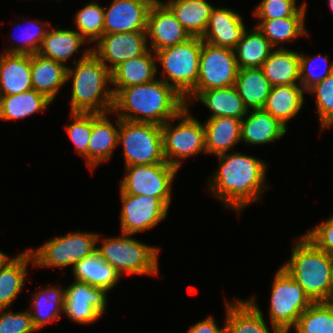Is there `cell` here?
Wrapping results in <instances>:
<instances>
[{
    "label": "cell",
    "instance_id": "836d02e7",
    "mask_svg": "<svg viewBox=\"0 0 333 333\" xmlns=\"http://www.w3.org/2000/svg\"><path fill=\"white\" fill-rule=\"evenodd\" d=\"M239 96L248 110L263 109L272 85L260 68L238 70L234 84Z\"/></svg>",
    "mask_w": 333,
    "mask_h": 333
},
{
    "label": "cell",
    "instance_id": "5b68a950",
    "mask_svg": "<svg viewBox=\"0 0 333 333\" xmlns=\"http://www.w3.org/2000/svg\"><path fill=\"white\" fill-rule=\"evenodd\" d=\"M131 234L101 238L97 235L96 242L101 240V246L96 252L121 276L125 274L158 275L159 247L150 246L135 240Z\"/></svg>",
    "mask_w": 333,
    "mask_h": 333
},
{
    "label": "cell",
    "instance_id": "bcb514c9",
    "mask_svg": "<svg viewBox=\"0 0 333 333\" xmlns=\"http://www.w3.org/2000/svg\"><path fill=\"white\" fill-rule=\"evenodd\" d=\"M303 235L317 248L333 255V215Z\"/></svg>",
    "mask_w": 333,
    "mask_h": 333
},
{
    "label": "cell",
    "instance_id": "30bf717a",
    "mask_svg": "<svg viewBox=\"0 0 333 333\" xmlns=\"http://www.w3.org/2000/svg\"><path fill=\"white\" fill-rule=\"evenodd\" d=\"M238 70L233 49L203 42L196 87L184 98L187 107L194 102L193 98L201 91L234 86Z\"/></svg>",
    "mask_w": 333,
    "mask_h": 333
},
{
    "label": "cell",
    "instance_id": "f6af8a7d",
    "mask_svg": "<svg viewBox=\"0 0 333 333\" xmlns=\"http://www.w3.org/2000/svg\"><path fill=\"white\" fill-rule=\"evenodd\" d=\"M36 330L30 310L14 313L0 309V333H33Z\"/></svg>",
    "mask_w": 333,
    "mask_h": 333
},
{
    "label": "cell",
    "instance_id": "484cf974",
    "mask_svg": "<svg viewBox=\"0 0 333 333\" xmlns=\"http://www.w3.org/2000/svg\"><path fill=\"white\" fill-rule=\"evenodd\" d=\"M260 69L272 87L300 85V64L297 51L287 48H275Z\"/></svg>",
    "mask_w": 333,
    "mask_h": 333
},
{
    "label": "cell",
    "instance_id": "7bdbcfd3",
    "mask_svg": "<svg viewBox=\"0 0 333 333\" xmlns=\"http://www.w3.org/2000/svg\"><path fill=\"white\" fill-rule=\"evenodd\" d=\"M307 93L316 95L321 131L333 127V72L311 87Z\"/></svg>",
    "mask_w": 333,
    "mask_h": 333
},
{
    "label": "cell",
    "instance_id": "ac0fdd59",
    "mask_svg": "<svg viewBox=\"0 0 333 333\" xmlns=\"http://www.w3.org/2000/svg\"><path fill=\"white\" fill-rule=\"evenodd\" d=\"M242 19V15L230 8L214 6L201 39L217 47L234 49L247 29Z\"/></svg>",
    "mask_w": 333,
    "mask_h": 333
},
{
    "label": "cell",
    "instance_id": "4316f807",
    "mask_svg": "<svg viewBox=\"0 0 333 333\" xmlns=\"http://www.w3.org/2000/svg\"><path fill=\"white\" fill-rule=\"evenodd\" d=\"M305 90L300 85H281L271 88L263 110L284 126L296 116L304 105Z\"/></svg>",
    "mask_w": 333,
    "mask_h": 333
},
{
    "label": "cell",
    "instance_id": "4dcf8cb0",
    "mask_svg": "<svg viewBox=\"0 0 333 333\" xmlns=\"http://www.w3.org/2000/svg\"><path fill=\"white\" fill-rule=\"evenodd\" d=\"M50 27L37 54L66 64L64 62L72 58L74 53L78 54L81 46L87 41L76 30Z\"/></svg>",
    "mask_w": 333,
    "mask_h": 333
},
{
    "label": "cell",
    "instance_id": "681fc988",
    "mask_svg": "<svg viewBox=\"0 0 333 333\" xmlns=\"http://www.w3.org/2000/svg\"><path fill=\"white\" fill-rule=\"evenodd\" d=\"M329 1V6L331 8V10L333 11V0H328Z\"/></svg>",
    "mask_w": 333,
    "mask_h": 333
},
{
    "label": "cell",
    "instance_id": "c3c4849f",
    "mask_svg": "<svg viewBox=\"0 0 333 333\" xmlns=\"http://www.w3.org/2000/svg\"><path fill=\"white\" fill-rule=\"evenodd\" d=\"M13 258H9L5 253L0 250V269H2L6 264H8Z\"/></svg>",
    "mask_w": 333,
    "mask_h": 333
},
{
    "label": "cell",
    "instance_id": "9c48e42d",
    "mask_svg": "<svg viewBox=\"0 0 333 333\" xmlns=\"http://www.w3.org/2000/svg\"><path fill=\"white\" fill-rule=\"evenodd\" d=\"M120 144L123 146L125 167L166 162L161 125L120 119Z\"/></svg>",
    "mask_w": 333,
    "mask_h": 333
},
{
    "label": "cell",
    "instance_id": "2e32d148",
    "mask_svg": "<svg viewBox=\"0 0 333 333\" xmlns=\"http://www.w3.org/2000/svg\"><path fill=\"white\" fill-rule=\"evenodd\" d=\"M147 42L153 52L186 42L191 36L162 3L151 5L147 16ZM149 37V38H148Z\"/></svg>",
    "mask_w": 333,
    "mask_h": 333
},
{
    "label": "cell",
    "instance_id": "ee69618b",
    "mask_svg": "<svg viewBox=\"0 0 333 333\" xmlns=\"http://www.w3.org/2000/svg\"><path fill=\"white\" fill-rule=\"evenodd\" d=\"M32 21V28L31 25L29 28H27V30L23 31L21 35H23L22 38H20L21 40H19L20 44H15V46L13 45L11 47V49L8 50H4V53H9V54H26V55H32L38 52L41 43L43 41V39L45 38L47 31L49 30V28H47L48 26H51V24H47L45 21L41 24L40 22H38V19H34L30 20V22ZM18 25V27L20 26V24H16ZM12 39L16 40L14 37H12Z\"/></svg>",
    "mask_w": 333,
    "mask_h": 333
},
{
    "label": "cell",
    "instance_id": "83f0119b",
    "mask_svg": "<svg viewBox=\"0 0 333 333\" xmlns=\"http://www.w3.org/2000/svg\"><path fill=\"white\" fill-rule=\"evenodd\" d=\"M191 37H202L213 5L207 0H168L164 3Z\"/></svg>",
    "mask_w": 333,
    "mask_h": 333
},
{
    "label": "cell",
    "instance_id": "d6a6232c",
    "mask_svg": "<svg viewBox=\"0 0 333 333\" xmlns=\"http://www.w3.org/2000/svg\"><path fill=\"white\" fill-rule=\"evenodd\" d=\"M33 295L30 314L34 327L39 331L46 324L56 322L64 310L65 289L55 286H46L38 290Z\"/></svg>",
    "mask_w": 333,
    "mask_h": 333
},
{
    "label": "cell",
    "instance_id": "7c38bea8",
    "mask_svg": "<svg viewBox=\"0 0 333 333\" xmlns=\"http://www.w3.org/2000/svg\"><path fill=\"white\" fill-rule=\"evenodd\" d=\"M120 192L159 198L168 208L172 200V181L179 171L167 162L125 167Z\"/></svg>",
    "mask_w": 333,
    "mask_h": 333
},
{
    "label": "cell",
    "instance_id": "4fadbf2b",
    "mask_svg": "<svg viewBox=\"0 0 333 333\" xmlns=\"http://www.w3.org/2000/svg\"><path fill=\"white\" fill-rule=\"evenodd\" d=\"M122 209L120 225L121 234L134 235L154 228L163 221L169 208L157 197L132 195L120 192Z\"/></svg>",
    "mask_w": 333,
    "mask_h": 333
},
{
    "label": "cell",
    "instance_id": "f907efd6",
    "mask_svg": "<svg viewBox=\"0 0 333 333\" xmlns=\"http://www.w3.org/2000/svg\"><path fill=\"white\" fill-rule=\"evenodd\" d=\"M153 3H155V2H158V3H162V1H160V0H151Z\"/></svg>",
    "mask_w": 333,
    "mask_h": 333
},
{
    "label": "cell",
    "instance_id": "e575fe53",
    "mask_svg": "<svg viewBox=\"0 0 333 333\" xmlns=\"http://www.w3.org/2000/svg\"><path fill=\"white\" fill-rule=\"evenodd\" d=\"M52 104L44 94L30 89L17 95L0 96V120L13 121L41 112Z\"/></svg>",
    "mask_w": 333,
    "mask_h": 333
},
{
    "label": "cell",
    "instance_id": "3957f363",
    "mask_svg": "<svg viewBox=\"0 0 333 333\" xmlns=\"http://www.w3.org/2000/svg\"><path fill=\"white\" fill-rule=\"evenodd\" d=\"M74 69L67 66L66 81L72 79L70 112H112L114 93L111 71L91 52L85 49L79 60H72Z\"/></svg>",
    "mask_w": 333,
    "mask_h": 333
},
{
    "label": "cell",
    "instance_id": "7dc6e473",
    "mask_svg": "<svg viewBox=\"0 0 333 333\" xmlns=\"http://www.w3.org/2000/svg\"><path fill=\"white\" fill-rule=\"evenodd\" d=\"M188 333H225V323L222 328L218 327L214 317L208 316L202 321L189 327Z\"/></svg>",
    "mask_w": 333,
    "mask_h": 333
},
{
    "label": "cell",
    "instance_id": "52a82bcc",
    "mask_svg": "<svg viewBox=\"0 0 333 333\" xmlns=\"http://www.w3.org/2000/svg\"><path fill=\"white\" fill-rule=\"evenodd\" d=\"M274 276L269 305L272 330L274 333H289L313 301L282 267Z\"/></svg>",
    "mask_w": 333,
    "mask_h": 333
},
{
    "label": "cell",
    "instance_id": "603a6c76",
    "mask_svg": "<svg viewBox=\"0 0 333 333\" xmlns=\"http://www.w3.org/2000/svg\"><path fill=\"white\" fill-rule=\"evenodd\" d=\"M287 132V127L263 109L248 110L241 121V142L246 145L268 144Z\"/></svg>",
    "mask_w": 333,
    "mask_h": 333
},
{
    "label": "cell",
    "instance_id": "f546056e",
    "mask_svg": "<svg viewBox=\"0 0 333 333\" xmlns=\"http://www.w3.org/2000/svg\"><path fill=\"white\" fill-rule=\"evenodd\" d=\"M210 109L208 117H234L243 119L248 112L234 86L215 88L199 92L194 98Z\"/></svg>",
    "mask_w": 333,
    "mask_h": 333
},
{
    "label": "cell",
    "instance_id": "cb8c5ba5",
    "mask_svg": "<svg viewBox=\"0 0 333 333\" xmlns=\"http://www.w3.org/2000/svg\"><path fill=\"white\" fill-rule=\"evenodd\" d=\"M31 74L32 89L44 94L52 102L67 83V65L37 53L31 55Z\"/></svg>",
    "mask_w": 333,
    "mask_h": 333
},
{
    "label": "cell",
    "instance_id": "5bb4252c",
    "mask_svg": "<svg viewBox=\"0 0 333 333\" xmlns=\"http://www.w3.org/2000/svg\"><path fill=\"white\" fill-rule=\"evenodd\" d=\"M65 293L63 314L73 322L88 325L105 313L108 298L104 288L74 281Z\"/></svg>",
    "mask_w": 333,
    "mask_h": 333
},
{
    "label": "cell",
    "instance_id": "d4e9b609",
    "mask_svg": "<svg viewBox=\"0 0 333 333\" xmlns=\"http://www.w3.org/2000/svg\"><path fill=\"white\" fill-rule=\"evenodd\" d=\"M241 121L242 119L234 117L207 119L203 123L206 154L219 156L228 153V150L241 142Z\"/></svg>",
    "mask_w": 333,
    "mask_h": 333
},
{
    "label": "cell",
    "instance_id": "8d00e7d4",
    "mask_svg": "<svg viewBox=\"0 0 333 333\" xmlns=\"http://www.w3.org/2000/svg\"><path fill=\"white\" fill-rule=\"evenodd\" d=\"M256 27L275 48L282 43L291 42L300 36H307L305 17H285L279 19L259 20Z\"/></svg>",
    "mask_w": 333,
    "mask_h": 333
},
{
    "label": "cell",
    "instance_id": "60d3db41",
    "mask_svg": "<svg viewBox=\"0 0 333 333\" xmlns=\"http://www.w3.org/2000/svg\"><path fill=\"white\" fill-rule=\"evenodd\" d=\"M73 123L66 125L71 141L75 146V151L83 156L87 165V151L93 128V112H71Z\"/></svg>",
    "mask_w": 333,
    "mask_h": 333
},
{
    "label": "cell",
    "instance_id": "8fae6325",
    "mask_svg": "<svg viewBox=\"0 0 333 333\" xmlns=\"http://www.w3.org/2000/svg\"><path fill=\"white\" fill-rule=\"evenodd\" d=\"M97 233L70 232L63 236L54 237L42 244L36 250L30 248L35 267L75 266L77 262L96 252Z\"/></svg>",
    "mask_w": 333,
    "mask_h": 333
},
{
    "label": "cell",
    "instance_id": "ab89813d",
    "mask_svg": "<svg viewBox=\"0 0 333 333\" xmlns=\"http://www.w3.org/2000/svg\"><path fill=\"white\" fill-rule=\"evenodd\" d=\"M306 1L299 7L296 0H261L253 11L259 20L279 19L285 17H305Z\"/></svg>",
    "mask_w": 333,
    "mask_h": 333
},
{
    "label": "cell",
    "instance_id": "6da1fadb",
    "mask_svg": "<svg viewBox=\"0 0 333 333\" xmlns=\"http://www.w3.org/2000/svg\"><path fill=\"white\" fill-rule=\"evenodd\" d=\"M218 170L210 177L208 190L225 207L241 213L255 201L259 202L266 186L267 164L240 152L217 156Z\"/></svg>",
    "mask_w": 333,
    "mask_h": 333
},
{
    "label": "cell",
    "instance_id": "f35d334b",
    "mask_svg": "<svg viewBox=\"0 0 333 333\" xmlns=\"http://www.w3.org/2000/svg\"><path fill=\"white\" fill-rule=\"evenodd\" d=\"M104 20V7L94 0L77 11L74 23L77 32L89 43H94L104 35Z\"/></svg>",
    "mask_w": 333,
    "mask_h": 333
},
{
    "label": "cell",
    "instance_id": "ffe728a7",
    "mask_svg": "<svg viewBox=\"0 0 333 333\" xmlns=\"http://www.w3.org/2000/svg\"><path fill=\"white\" fill-rule=\"evenodd\" d=\"M32 89L31 55H0V96L17 95Z\"/></svg>",
    "mask_w": 333,
    "mask_h": 333
},
{
    "label": "cell",
    "instance_id": "44dd1931",
    "mask_svg": "<svg viewBox=\"0 0 333 333\" xmlns=\"http://www.w3.org/2000/svg\"><path fill=\"white\" fill-rule=\"evenodd\" d=\"M255 297L248 300L226 301L225 333H270L263 312L255 302Z\"/></svg>",
    "mask_w": 333,
    "mask_h": 333
},
{
    "label": "cell",
    "instance_id": "74e56055",
    "mask_svg": "<svg viewBox=\"0 0 333 333\" xmlns=\"http://www.w3.org/2000/svg\"><path fill=\"white\" fill-rule=\"evenodd\" d=\"M293 329L295 333H333V301L313 302Z\"/></svg>",
    "mask_w": 333,
    "mask_h": 333
},
{
    "label": "cell",
    "instance_id": "d6986e66",
    "mask_svg": "<svg viewBox=\"0 0 333 333\" xmlns=\"http://www.w3.org/2000/svg\"><path fill=\"white\" fill-rule=\"evenodd\" d=\"M111 112L93 113V128L87 151V166L92 171L100 163L111 158L118 145L120 118L116 115L117 124L107 117Z\"/></svg>",
    "mask_w": 333,
    "mask_h": 333
},
{
    "label": "cell",
    "instance_id": "ba28073f",
    "mask_svg": "<svg viewBox=\"0 0 333 333\" xmlns=\"http://www.w3.org/2000/svg\"><path fill=\"white\" fill-rule=\"evenodd\" d=\"M188 109L186 106L178 116L161 125L165 161L178 170L183 164L182 159L200 152L206 154L204 125ZM177 119L178 124L173 126L171 122Z\"/></svg>",
    "mask_w": 333,
    "mask_h": 333
},
{
    "label": "cell",
    "instance_id": "277c9868",
    "mask_svg": "<svg viewBox=\"0 0 333 333\" xmlns=\"http://www.w3.org/2000/svg\"><path fill=\"white\" fill-rule=\"evenodd\" d=\"M281 267L302 287L313 302L333 301V257L317 248L304 235Z\"/></svg>",
    "mask_w": 333,
    "mask_h": 333
},
{
    "label": "cell",
    "instance_id": "d590c367",
    "mask_svg": "<svg viewBox=\"0 0 333 333\" xmlns=\"http://www.w3.org/2000/svg\"><path fill=\"white\" fill-rule=\"evenodd\" d=\"M273 48L257 27L253 30L246 29L240 42L233 49L238 68H260Z\"/></svg>",
    "mask_w": 333,
    "mask_h": 333
},
{
    "label": "cell",
    "instance_id": "e0dca14e",
    "mask_svg": "<svg viewBox=\"0 0 333 333\" xmlns=\"http://www.w3.org/2000/svg\"><path fill=\"white\" fill-rule=\"evenodd\" d=\"M151 0H113L104 7V35L146 32Z\"/></svg>",
    "mask_w": 333,
    "mask_h": 333
},
{
    "label": "cell",
    "instance_id": "b9f144b4",
    "mask_svg": "<svg viewBox=\"0 0 333 333\" xmlns=\"http://www.w3.org/2000/svg\"><path fill=\"white\" fill-rule=\"evenodd\" d=\"M328 58V54H325L324 56L318 54L313 57H308L307 55L299 53L300 85L306 92L333 72V62L329 64ZM315 60H320L321 63H317ZM323 62L325 63V66H323ZM316 69L322 71L317 73Z\"/></svg>",
    "mask_w": 333,
    "mask_h": 333
},
{
    "label": "cell",
    "instance_id": "7a4b0ae2",
    "mask_svg": "<svg viewBox=\"0 0 333 333\" xmlns=\"http://www.w3.org/2000/svg\"><path fill=\"white\" fill-rule=\"evenodd\" d=\"M185 99L162 79L120 89L113 109L120 119L163 125L186 107Z\"/></svg>",
    "mask_w": 333,
    "mask_h": 333
},
{
    "label": "cell",
    "instance_id": "7402d4cb",
    "mask_svg": "<svg viewBox=\"0 0 333 333\" xmlns=\"http://www.w3.org/2000/svg\"><path fill=\"white\" fill-rule=\"evenodd\" d=\"M153 53V54H152ZM156 55L148 49L143 55L122 62L111 71L114 95L123 88L145 84L157 75Z\"/></svg>",
    "mask_w": 333,
    "mask_h": 333
},
{
    "label": "cell",
    "instance_id": "f1b7e54d",
    "mask_svg": "<svg viewBox=\"0 0 333 333\" xmlns=\"http://www.w3.org/2000/svg\"><path fill=\"white\" fill-rule=\"evenodd\" d=\"M29 262L34 266L32 253L27 249L0 269V309L9 308L22 291Z\"/></svg>",
    "mask_w": 333,
    "mask_h": 333
},
{
    "label": "cell",
    "instance_id": "1f68e13d",
    "mask_svg": "<svg viewBox=\"0 0 333 333\" xmlns=\"http://www.w3.org/2000/svg\"><path fill=\"white\" fill-rule=\"evenodd\" d=\"M72 270L74 281L104 288L107 292L113 289L121 279L119 273L97 252L77 262Z\"/></svg>",
    "mask_w": 333,
    "mask_h": 333
},
{
    "label": "cell",
    "instance_id": "9a60e30c",
    "mask_svg": "<svg viewBox=\"0 0 333 333\" xmlns=\"http://www.w3.org/2000/svg\"><path fill=\"white\" fill-rule=\"evenodd\" d=\"M147 42L146 32L105 34L91 52L112 71L122 62L143 55L149 49Z\"/></svg>",
    "mask_w": 333,
    "mask_h": 333
},
{
    "label": "cell",
    "instance_id": "8992f818",
    "mask_svg": "<svg viewBox=\"0 0 333 333\" xmlns=\"http://www.w3.org/2000/svg\"><path fill=\"white\" fill-rule=\"evenodd\" d=\"M202 43L201 37H191L184 43L155 52L163 68L161 79L183 98L196 87Z\"/></svg>",
    "mask_w": 333,
    "mask_h": 333
}]
</instances>
